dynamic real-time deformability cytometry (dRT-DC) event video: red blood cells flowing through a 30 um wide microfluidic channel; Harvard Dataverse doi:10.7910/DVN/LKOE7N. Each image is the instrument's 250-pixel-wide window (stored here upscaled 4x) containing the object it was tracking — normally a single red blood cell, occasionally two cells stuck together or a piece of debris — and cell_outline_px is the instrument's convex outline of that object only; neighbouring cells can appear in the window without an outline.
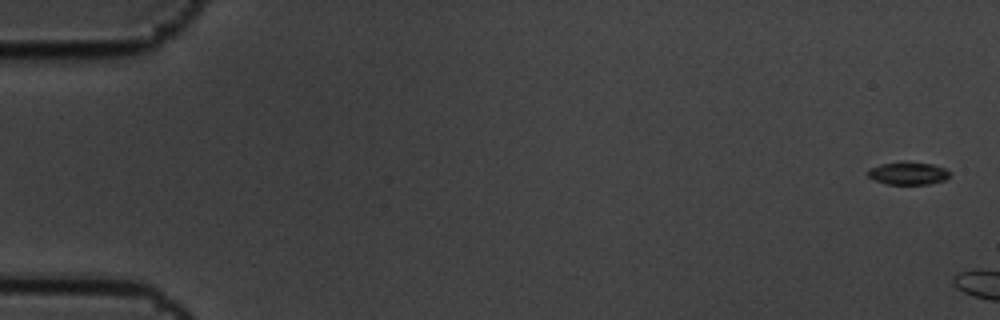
{"species": "common noctule bat (a hibernating species)", "species_latin": "Nyctalus noctula", "temperature_condition": "cold", "stored_images_in_passage": 3, "camera_frame_rate_fps": 3000, "um_per_image_px": 0.085, "animal": {"sex": "male", "body_mass_g": 19.5, "forearm_length_mm": 54.6}, "frame": {"image": 1, "passage_image": 1, "time_ms": 0.0, "image_size_px": [1000, 320], "cell_outline_px": [[948, 176], [944, 180], [928, 184], [888, 184], [876, 180], [868, 176], [868, 168], [880, 164], [932, 164], [944, 168], [948, 172]], "centroid_in_image_um": [77.16, 14.77], "position_along_channel_um": 7.8, "area_um2": 10.12}}